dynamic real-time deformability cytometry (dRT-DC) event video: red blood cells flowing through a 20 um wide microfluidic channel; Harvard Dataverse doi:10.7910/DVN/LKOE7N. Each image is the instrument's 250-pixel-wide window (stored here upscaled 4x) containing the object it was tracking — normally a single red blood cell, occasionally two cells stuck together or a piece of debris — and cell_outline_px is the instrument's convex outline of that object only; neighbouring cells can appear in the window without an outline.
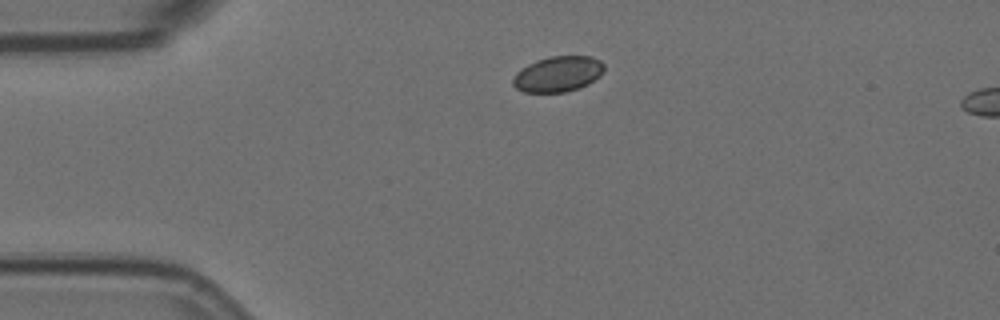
{"species": "Egyptian fruit bat (a non-hibernating species)", "species_latin": "Rousettus aegyptiacus", "temperature_condition": "room temperature", "stored_images_in_passage": 2, "camera_frame_rate_fps": 3000, "um_per_image_px": 0.085, "animal": {"sex": "female"}, "frame": {"image": 1, "passage_image": 1, "time_ms": 0.0, "image_size_px": [1000, 320], "cell_outline_px": [[604, 72], [600, 76], [588, 84], [580, 88], [564, 92], [524, 92], [516, 88], [512, 84], [512, 80], [516, 72], [520, 68], [536, 60], [548, 56], [592, 56], [600, 60], [604, 64]], "centroid_in_image_um": [47.43, 6.28], "position_along_channel_um": 37.6, "area_um2": 19.13}}